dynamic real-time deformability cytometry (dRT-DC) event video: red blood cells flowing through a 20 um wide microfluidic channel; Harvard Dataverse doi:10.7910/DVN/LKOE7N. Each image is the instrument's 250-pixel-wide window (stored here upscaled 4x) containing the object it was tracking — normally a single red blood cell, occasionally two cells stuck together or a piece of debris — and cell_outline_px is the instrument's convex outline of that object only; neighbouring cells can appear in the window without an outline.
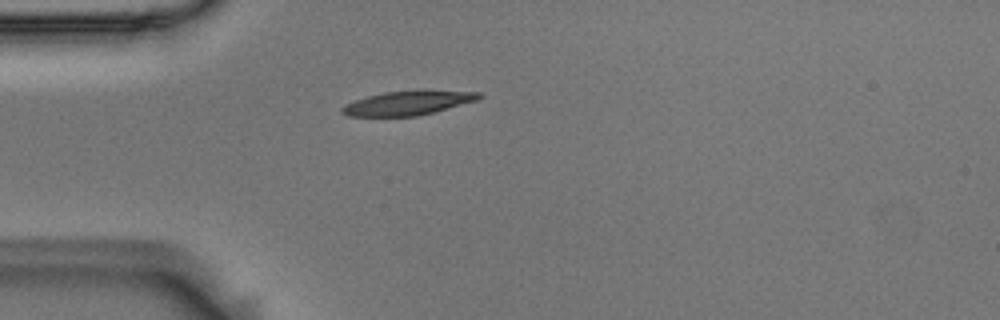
{"species": "Egyptian fruit bat (a non-hibernating species)", "species_latin": "Rousettus aegyptiacus", "temperature_condition": "room temperature", "stored_images_in_passage": 1, "camera_frame_rate_fps": 3000, "um_per_image_px": 0.085, "animal": {"sex": "male"}, "frame": {"image": 1, "passage_image": 1, "time_ms": 0.0, "image_size_px": [1000, 320], "cell_outline_px": [[484, 96], [476, 100], [432, 112], [416, 116], [348, 116], [340, 112], [340, 108], [356, 100], [368, 96], [384, 92], [480, 92]], "centroid_in_image_um": [34.59, 8.79], "position_along_channel_um": 50.4, "area_um2": 18.21}}